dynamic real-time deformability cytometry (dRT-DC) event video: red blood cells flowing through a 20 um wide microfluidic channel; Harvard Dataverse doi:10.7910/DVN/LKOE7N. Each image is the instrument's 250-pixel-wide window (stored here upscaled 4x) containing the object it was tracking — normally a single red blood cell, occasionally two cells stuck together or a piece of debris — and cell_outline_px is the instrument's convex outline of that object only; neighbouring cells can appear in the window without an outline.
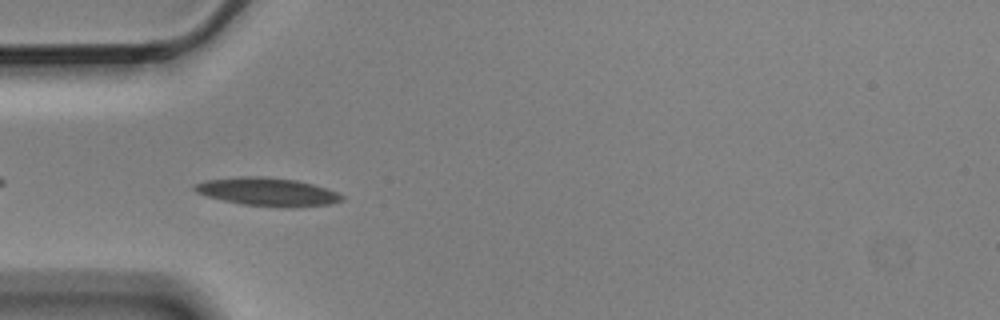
{"species": "Egyptian fruit bat (a non-hibernating species)", "species_latin": "Rousettus aegyptiacus", "temperature_condition": "cold", "stored_images_in_passage": 5, "camera_frame_rate_fps": 3000, "um_per_image_px": 0.085, "animal": {"sex": "male"}, "frame": {"image": 1, "passage_image": 4, "time_ms": 1.0, "image_size_px": [1000, 320], "cell_outline_px": [[344, 200], [332, 204], [296, 208], [280, 208], [240, 204], [208, 196], [196, 192], [192, 188], [192, 184], [204, 180], [240, 176], [264, 176], [296, 180], [312, 184], [336, 192], [344, 196]], "centroid_in_image_um": [22.73, 16.32], "position_along_channel_um": 62.3, "area_um2": 24.62}}
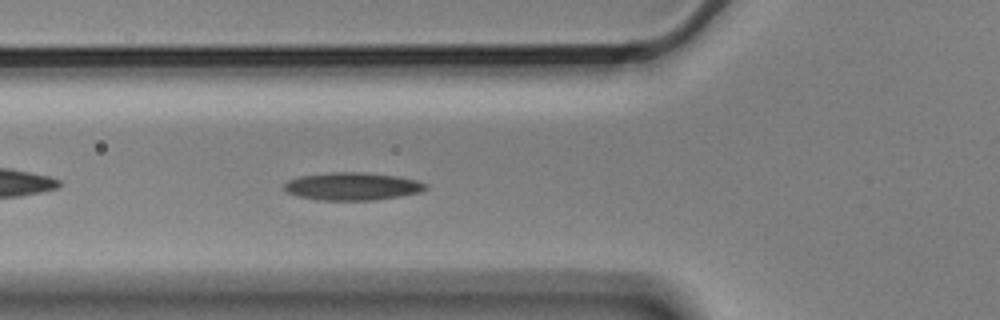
{"frame": {"image": 2, "passage_image": 5, "time_ms": 1.333, "image_size_px": [1000, 320], "cell_outline_px": [[428, 188], [420, 192], [400, 196], [376, 200], [316, 200], [296, 196], [288, 192], [284, 188], [284, 184], [288, 180], [300, 176], [328, 172], [364, 172], [396, 176], [416, 180], [428, 184]], "centroid_in_image_um": [29.94, 15.84], "position_along_channel_um": 95.9, "area_um2": 23.0}}